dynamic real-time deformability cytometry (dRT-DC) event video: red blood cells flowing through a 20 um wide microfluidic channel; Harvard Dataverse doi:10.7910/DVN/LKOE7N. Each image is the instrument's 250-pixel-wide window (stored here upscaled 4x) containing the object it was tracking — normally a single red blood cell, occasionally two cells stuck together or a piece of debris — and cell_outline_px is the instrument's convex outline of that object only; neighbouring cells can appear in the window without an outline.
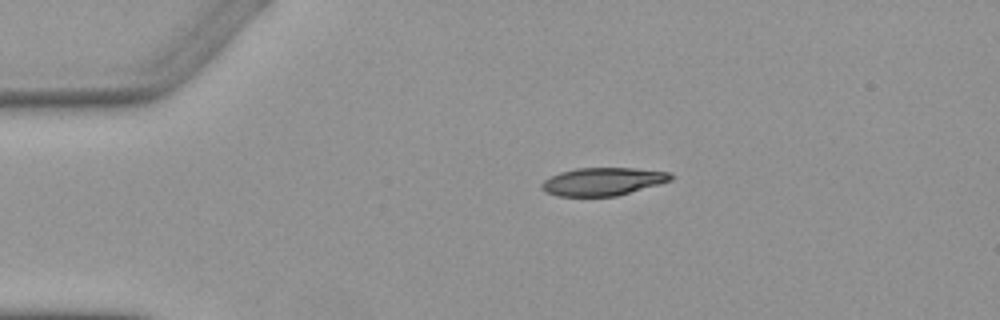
{"species": "Egyptian fruit bat (a non-hibernating species)", "species_latin": "Rousettus aegyptiacus", "temperature_condition": "warm", "stored_images_in_passage": 2, "camera_frame_rate_fps": 3000, "um_per_image_px": 0.085, "animal": {"sex": "female"}, "frame": {"image": 1, "passage_image": 1, "time_ms": 0.0, "image_size_px": [1000, 320], "cell_outline_px": [[676, 176], [672, 180], [660, 184], [616, 196], [560, 196], [544, 192], [540, 188], [540, 184], [544, 180], [560, 172], [576, 168], [636, 168], [668, 172]], "centroid_in_image_um": [51.25, 15.43], "position_along_channel_um": 33.8, "area_um2": 21.1}}